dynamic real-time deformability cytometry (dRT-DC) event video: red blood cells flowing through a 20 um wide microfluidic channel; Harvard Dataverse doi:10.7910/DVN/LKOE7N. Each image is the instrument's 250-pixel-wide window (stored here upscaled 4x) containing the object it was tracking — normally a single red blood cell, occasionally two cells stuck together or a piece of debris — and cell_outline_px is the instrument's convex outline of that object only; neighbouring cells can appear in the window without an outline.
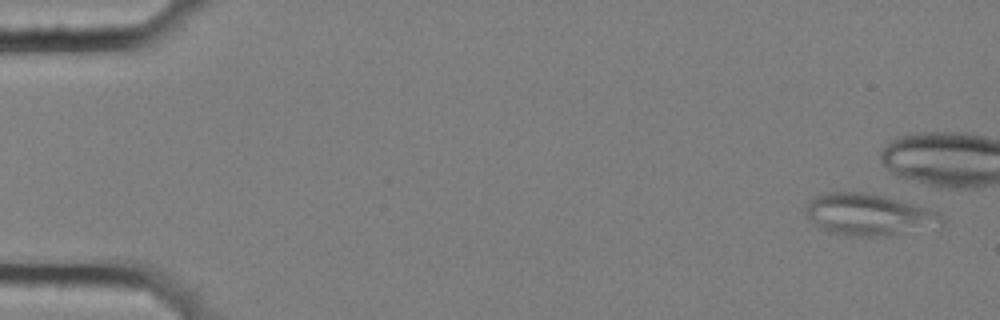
{"species": "common noctule bat (a hibernating species)", "species_latin": "Nyctalus noctula", "temperature_condition": "cold", "stored_images_in_passage": 9, "camera_frame_rate_fps": 3000, "um_per_image_px": 0.085, "animal": {"sex": "female", "body_mass_g": 25.1}, "frame": {"image": 1, "passage_image": 1, "time_ms": 0.0, "image_size_px": [1000, 320], "cell_outline_px": [[944, 228], [872, 236], [848, 236], [828, 232], [820, 228], [804, 212], [804, 208], [816, 196], [824, 192], [864, 192], [884, 196], [900, 200], [928, 208], [940, 212], [944, 220]], "centroid_in_image_um": [73.93, 18.25], "position_along_channel_um": 11.1, "area_um2": 33.29}}
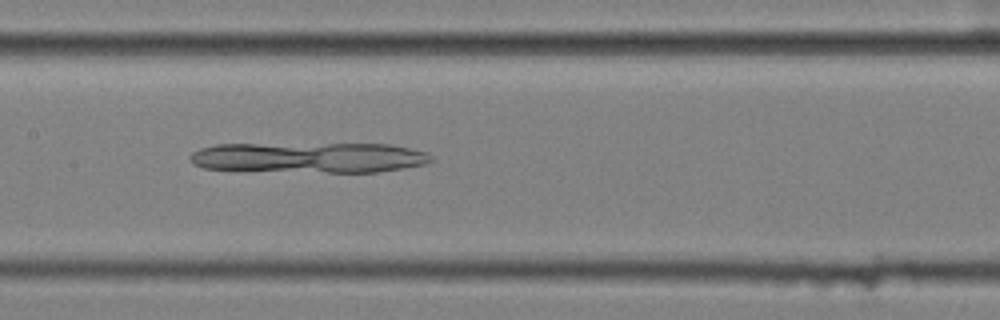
{"frame": {"image": 2, "passage_image": 9, "time_ms": 2.667, "image_size_px": [1000, 320], "cell_outline_px": [[432, 160], [424, 164], [404, 168], [376, 172], [328, 172], [204, 168], [192, 164], [188, 160], [188, 156], [192, 152], [200, 148], [216, 144], [392, 144], [428, 152], [432, 156]], "centroid_in_image_um": [26.29, 13.38], "position_along_channel_um": 181.1, "area_um2": 42.71}}